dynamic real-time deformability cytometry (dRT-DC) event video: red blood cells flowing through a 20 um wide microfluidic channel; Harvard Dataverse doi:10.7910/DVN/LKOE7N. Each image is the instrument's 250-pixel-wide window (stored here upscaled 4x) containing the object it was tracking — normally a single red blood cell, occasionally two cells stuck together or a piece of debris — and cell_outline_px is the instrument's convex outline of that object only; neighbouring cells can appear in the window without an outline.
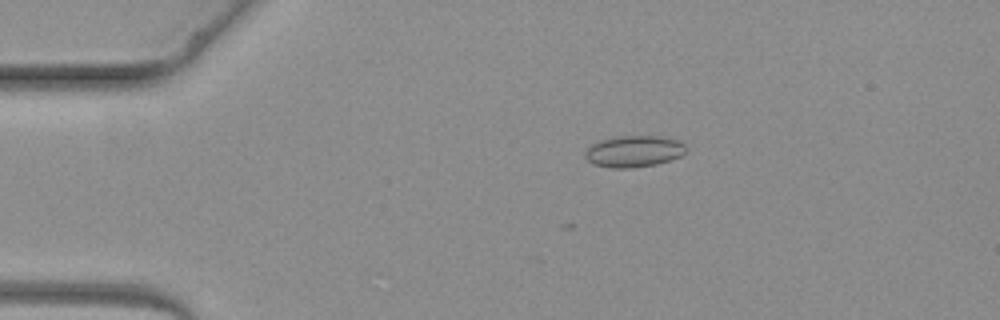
{"species": "common noctule bat (a hibernating species)", "species_latin": "Nyctalus noctula", "temperature_condition": "warm", "stored_images_in_passage": 4, "camera_frame_rate_fps": 3000, "um_per_image_px": 0.085, "animal": {"sex": "female", "body_mass_g": 19.3, "forearm_length_mm": 54.1}, "frame": {"image": 1, "passage_image": 3, "time_ms": 2.333, "image_size_px": [1000, 320], "cell_outline_px": [[688, 152], [680, 156], [656, 164], [628, 168], [612, 168], [592, 164], [584, 156], [584, 152], [592, 144], [600, 140], [612, 136], [664, 136], [680, 140], [688, 148]], "centroid_in_image_um": [53.9, 12.85], "position_along_channel_um": 31.1, "area_um2": 18.79}}